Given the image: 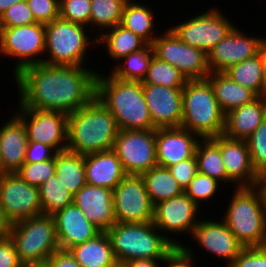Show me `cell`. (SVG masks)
Instances as JSON below:
<instances>
[{
	"instance_id": "7",
	"label": "cell",
	"mask_w": 266,
	"mask_h": 267,
	"mask_svg": "<svg viewBox=\"0 0 266 267\" xmlns=\"http://www.w3.org/2000/svg\"><path fill=\"white\" fill-rule=\"evenodd\" d=\"M7 234L13 240L22 264L43 263L60 250L51 215L42 214L13 223Z\"/></svg>"
},
{
	"instance_id": "53",
	"label": "cell",
	"mask_w": 266,
	"mask_h": 267,
	"mask_svg": "<svg viewBox=\"0 0 266 267\" xmlns=\"http://www.w3.org/2000/svg\"><path fill=\"white\" fill-rule=\"evenodd\" d=\"M259 54L263 64V81L266 88V38H262L259 48Z\"/></svg>"
},
{
	"instance_id": "3",
	"label": "cell",
	"mask_w": 266,
	"mask_h": 267,
	"mask_svg": "<svg viewBox=\"0 0 266 267\" xmlns=\"http://www.w3.org/2000/svg\"><path fill=\"white\" fill-rule=\"evenodd\" d=\"M97 73L96 96L125 130L156 129L145 101L142 82Z\"/></svg>"
},
{
	"instance_id": "52",
	"label": "cell",
	"mask_w": 266,
	"mask_h": 267,
	"mask_svg": "<svg viewBox=\"0 0 266 267\" xmlns=\"http://www.w3.org/2000/svg\"><path fill=\"white\" fill-rule=\"evenodd\" d=\"M261 193L266 216V172L259 174L256 186Z\"/></svg>"
},
{
	"instance_id": "48",
	"label": "cell",
	"mask_w": 266,
	"mask_h": 267,
	"mask_svg": "<svg viewBox=\"0 0 266 267\" xmlns=\"http://www.w3.org/2000/svg\"><path fill=\"white\" fill-rule=\"evenodd\" d=\"M13 240L6 234L0 240V267H21Z\"/></svg>"
},
{
	"instance_id": "16",
	"label": "cell",
	"mask_w": 266,
	"mask_h": 267,
	"mask_svg": "<svg viewBox=\"0 0 266 267\" xmlns=\"http://www.w3.org/2000/svg\"><path fill=\"white\" fill-rule=\"evenodd\" d=\"M261 37H249L234 26L207 54L210 73L224 72L259 53Z\"/></svg>"
},
{
	"instance_id": "57",
	"label": "cell",
	"mask_w": 266,
	"mask_h": 267,
	"mask_svg": "<svg viewBox=\"0 0 266 267\" xmlns=\"http://www.w3.org/2000/svg\"><path fill=\"white\" fill-rule=\"evenodd\" d=\"M7 234V230L0 224V240Z\"/></svg>"
},
{
	"instance_id": "33",
	"label": "cell",
	"mask_w": 266,
	"mask_h": 267,
	"mask_svg": "<svg viewBox=\"0 0 266 267\" xmlns=\"http://www.w3.org/2000/svg\"><path fill=\"white\" fill-rule=\"evenodd\" d=\"M154 13L146 5H141L134 0H128L125 4L120 25L132 31L147 44H152L156 35H153Z\"/></svg>"
},
{
	"instance_id": "37",
	"label": "cell",
	"mask_w": 266,
	"mask_h": 267,
	"mask_svg": "<svg viewBox=\"0 0 266 267\" xmlns=\"http://www.w3.org/2000/svg\"><path fill=\"white\" fill-rule=\"evenodd\" d=\"M128 0H91L90 25L92 30L113 28L121 23L123 10ZM94 28V29H93Z\"/></svg>"
},
{
	"instance_id": "45",
	"label": "cell",
	"mask_w": 266,
	"mask_h": 267,
	"mask_svg": "<svg viewBox=\"0 0 266 267\" xmlns=\"http://www.w3.org/2000/svg\"><path fill=\"white\" fill-rule=\"evenodd\" d=\"M228 267H266V246L244 247Z\"/></svg>"
},
{
	"instance_id": "29",
	"label": "cell",
	"mask_w": 266,
	"mask_h": 267,
	"mask_svg": "<svg viewBox=\"0 0 266 267\" xmlns=\"http://www.w3.org/2000/svg\"><path fill=\"white\" fill-rule=\"evenodd\" d=\"M55 174L58 179L75 195L86 185L85 155L69 150L55 154Z\"/></svg>"
},
{
	"instance_id": "38",
	"label": "cell",
	"mask_w": 266,
	"mask_h": 267,
	"mask_svg": "<svg viewBox=\"0 0 266 267\" xmlns=\"http://www.w3.org/2000/svg\"><path fill=\"white\" fill-rule=\"evenodd\" d=\"M185 76L168 62L153 57L142 84L162 85L170 88H183Z\"/></svg>"
},
{
	"instance_id": "40",
	"label": "cell",
	"mask_w": 266,
	"mask_h": 267,
	"mask_svg": "<svg viewBox=\"0 0 266 267\" xmlns=\"http://www.w3.org/2000/svg\"><path fill=\"white\" fill-rule=\"evenodd\" d=\"M219 182L217 179L209 177L208 175L197 173L190 181V184L185 188L184 192L193 200L199 207L202 201L213 198L219 189Z\"/></svg>"
},
{
	"instance_id": "55",
	"label": "cell",
	"mask_w": 266,
	"mask_h": 267,
	"mask_svg": "<svg viewBox=\"0 0 266 267\" xmlns=\"http://www.w3.org/2000/svg\"><path fill=\"white\" fill-rule=\"evenodd\" d=\"M0 224L6 229L8 230L10 227V223L7 221V218L5 217L4 211H3V207H2V203L0 202Z\"/></svg>"
},
{
	"instance_id": "19",
	"label": "cell",
	"mask_w": 266,
	"mask_h": 267,
	"mask_svg": "<svg viewBox=\"0 0 266 267\" xmlns=\"http://www.w3.org/2000/svg\"><path fill=\"white\" fill-rule=\"evenodd\" d=\"M201 138L182 127L156 128V161L168 168L195 155Z\"/></svg>"
},
{
	"instance_id": "36",
	"label": "cell",
	"mask_w": 266,
	"mask_h": 267,
	"mask_svg": "<svg viewBox=\"0 0 266 267\" xmlns=\"http://www.w3.org/2000/svg\"><path fill=\"white\" fill-rule=\"evenodd\" d=\"M154 57V51L152 44H147L144 48L139 51L133 52L128 56L120 59L125 60L118 64L110 72L112 76L122 79V80H132V81H143L147 70L149 68L150 62Z\"/></svg>"
},
{
	"instance_id": "23",
	"label": "cell",
	"mask_w": 266,
	"mask_h": 267,
	"mask_svg": "<svg viewBox=\"0 0 266 267\" xmlns=\"http://www.w3.org/2000/svg\"><path fill=\"white\" fill-rule=\"evenodd\" d=\"M52 216L55 221L60 250L69 251L74 246L86 242L101 232L74 203Z\"/></svg>"
},
{
	"instance_id": "30",
	"label": "cell",
	"mask_w": 266,
	"mask_h": 267,
	"mask_svg": "<svg viewBox=\"0 0 266 267\" xmlns=\"http://www.w3.org/2000/svg\"><path fill=\"white\" fill-rule=\"evenodd\" d=\"M97 43H105L108 57L118 61L147 45L142 38L120 24L109 28L105 33L97 34Z\"/></svg>"
},
{
	"instance_id": "17",
	"label": "cell",
	"mask_w": 266,
	"mask_h": 267,
	"mask_svg": "<svg viewBox=\"0 0 266 267\" xmlns=\"http://www.w3.org/2000/svg\"><path fill=\"white\" fill-rule=\"evenodd\" d=\"M199 207L185 193L154 205L153 224L162 232L190 233L199 223L196 219ZM198 210V211H197Z\"/></svg>"
},
{
	"instance_id": "11",
	"label": "cell",
	"mask_w": 266,
	"mask_h": 267,
	"mask_svg": "<svg viewBox=\"0 0 266 267\" xmlns=\"http://www.w3.org/2000/svg\"><path fill=\"white\" fill-rule=\"evenodd\" d=\"M127 175H141L157 166L156 129H121L112 149Z\"/></svg>"
},
{
	"instance_id": "46",
	"label": "cell",
	"mask_w": 266,
	"mask_h": 267,
	"mask_svg": "<svg viewBox=\"0 0 266 267\" xmlns=\"http://www.w3.org/2000/svg\"><path fill=\"white\" fill-rule=\"evenodd\" d=\"M168 169L183 190H185L190 184L191 179L198 173L196 157L194 155L187 160L169 166Z\"/></svg>"
},
{
	"instance_id": "27",
	"label": "cell",
	"mask_w": 266,
	"mask_h": 267,
	"mask_svg": "<svg viewBox=\"0 0 266 267\" xmlns=\"http://www.w3.org/2000/svg\"><path fill=\"white\" fill-rule=\"evenodd\" d=\"M81 267H112L117 263L106 231L69 250Z\"/></svg>"
},
{
	"instance_id": "21",
	"label": "cell",
	"mask_w": 266,
	"mask_h": 267,
	"mask_svg": "<svg viewBox=\"0 0 266 267\" xmlns=\"http://www.w3.org/2000/svg\"><path fill=\"white\" fill-rule=\"evenodd\" d=\"M219 148L227 176L236 187H255L259 174L254 169L245 140L219 135Z\"/></svg>"
},
{
	"instance_id": "10",
	"label": "cell",
	"mask_w": 266,
	"mask_h": 267,
	"mask_svg": "<svg viewBox=\"0 0 266 267\" xmlns=\"http://www.w3.org/2000/svg\"><path fill=\"white\" fill-rule=\"evenodd\" d=\"M154 56L179 70L187 80L206 79L210 74L207 54L184 43L170 28L152 43Z\"/></svg>"
},
{
	"instance_id": "2",
	"label": "cell",
	"mask_w": 266,
	"mask_h": 267,
	"mask_svg": "<svg viewBox=\"0 0 266 267\" xmlns=\"http://www.w3.org/2000/svg\"><path fill=\"white\" fill-rule=\"evenodd\" d=\"M119 131L113 114L95 96L68 114L67 150L81 155L111 150Z\"/></svg>"
},
{
	"instance_id": "35",
	"label": "cell",
	"mask_w": 266,
	"mask_h": 267,
	"mask_svg": "<svg viewBox=\"0 0 266 267\" xmlns=\"http://www.w3.org/2000/svg\"><path fill=\"white\" fill-rule=\"evenodd\" d=\"M40 203L43 215H54L73 203V194L54 174L39 186Z\"/></svg>"
},
{
	"instance_id": "32",
	"label": "cell",
	"mask_w": 266,
	"mask_h": 267,
	"mask_svg": "<svg viewBox=\"0 0 266 267\" xmlns=\"http://www.w3.org/2000/svg\"><path fill=\"white\" fill-rule=\"evenodd\" d=\"M153 205L184 192L178 181L166 167L155 166L140 175Z\"/></svg>"
},
{
	"instance_id": "49",
	"label": "cell",
	"mask_w": 266,
	"mask_h": 267,
	"mask_svg": "<svg viewBox=\"0 0 266 267\" xmlns=\"http://www.w3.org/2000/svg\"><path fill=\"white\" fill-rule=\"evenodd\" d=\"M56 153L57 152L48 145L40 142H28L24 162H43L53 159Z\"/></svg>"
},
{
	"instance_id": "31",
	"label": "cell",
	"mask_w": 266,
	"mask_h": 267,
	"mask_svg": "<svg viewBox=\"0 0 266 267\" xmlns=\"http://www.w3.org/2000/svg\"><path fill=\"white\" fill-rule=\"evenodd\" d=\"M195 157L198 172L217 179L222 183H234L226 173L219 148V135L213 138H201L199 140Z\"/></svg>"
},
{
	"instance_id": "22",
	"label": "cell",
	"mask_w": 266,
	"mask_h": 267,
	"mask_svg": "<svg viewBox=\"0 0 266 267\" xmlns=\"http://www.w3.org/2000/svg\"><path fill=\"white\" fill-rule=\"evenodd\" d=\"M73 203L101 231L116 223L113 192L108 188L86 184L73 196Z\"/></svg>"
},
{
	"instance_id": "5",
	"label": "cell",
	"mask_w": 266,
	"mask_h": 267,
	"mask_svg": "<svg viewBox=\"0 0 266 267\" xmlns=\"http://www.w3.org/2000/svg\"><path fill=\"white\" fill-rule=\"evenodd\" d=\"M181 127L200 138L223 135L225 114L207 78L187 80L183 87Z\"/></svg>"
},
{
	"instance_id": "44",
	"label": "cell",
	"mask_w": 266,
	"mask_h": 267,
	"mask_svg": "<svg viewBox=\"0 0 266 267\" xmlns=\"http://www.w3.org/2000/svg\"><path fill=\"white\" fill-rule=\"evenodd\" d=\"M36 22L47 24L59 18L60 0H26Z\"/></svg>"
},
{
	"instance_id": "1",
	"label": "cell",
	"mask_w": 266,
	"mask_h": 267,
	"mask_svg": "<svg viewBox=\"0 0 266 267\" xmlns=\"http://www.w3.org/2000/svg\"><path fill=\"white\" fill-rule=\"evenodd\" d=\"M97 73L85 66L29 65L14 75L19 107L73 113L96 96Z\"/></svg>"
},
{
	"instance_id": "13",
	"label": "cell",
	"mask_w": 266,
	"mask_h": 267,
	"mask_svg": "<svg viewBox=\"0 0 266 267\" xmlns=\"http://www.w3.org/2000/svg\"><path fill=\"white\" fill-rule=\"evenodd\" d=\"M0 202L10 224L42 215L39 187L29 185L18 173H0Z\"/></svg>"
},
{
	"instance_id": "9",
	"label": "cell",
	"mask_w": 266,
	"mask_h": 267,
	"mask_svg": "<svg viewBox=\"0 0 266 267\" xmlns=\"http://www.w3.org/2000/svg\"><path fill=\"white\" fill-rule=\"evenodd\" d=\"M45 53V24L33 23L17 27H0V55L16 58L14 75L23 68L43 63ZM37 58V59H36Z\"/></svg>"
},
{
	"instance_id": "25",
	"label": "cell",
	"mask_w": 266,
	"mask_h": 267,
	"mask_svg": "<svg viewBox=\"0 0 266 267\" xmlns=\"http://www.w3.org/2000/svg\"><path fill=\"white\" fill-rule=\"evenodd\" d=\"M86 183L113 190L127 175L111 149L85 155Z\"/></svg>"
},
{
	"instance_id": "54",
	"label": "cell",
	"mask_w": 266,
	"mask_h": 267,
	"mask_svg": "<svg viewBox=\"0 0 266 267\" xmlns=\"http://www.w3.org/2000/svg\"><path fill=\"white\" fill-rule=\"evenodd\" d=\"M23 0H0V17L15 3L21 2Z\"/></svg>"
},
{
	"instance_id": "14",
	"label": "cell",
	"mask_w": 266,
	"mask_h": 267,
	"mask_svg": "<svg viewBox=\"0 0 266 267\" xmlns=\"http://www.w3.org/2000/svg\"><path fill=\"white\" fill-rule=\"evenodd\" d=\"M17 111L15 114L25 125L28 142H40L56 152L67 150L68 114L26 107Z\"/></svg>"
},
{
	"instance_id": "8",
	"label": "cell",
	"mask_w": 266,
	"mask_h": 267,
	"mask_svg": "<svg viewBox=\"0 0 266 267\" xmlns=\"http://www.w3.org/2000/svg\"><path fill=\"white\" fill-rule=\"evenodd\" d=\"M84 25L61 19L45 24V53L43 58L48 65L82 66L85 65V53L97 36L90 40ZM92 42V43H91ZM89 46V47H88Z\"/></svg>"
},
{
	"instance_id": "34",
	"label": "cell",
	"mask_w": 266,
	"mask_h": 267,
	"mask_svg": "<svg viewBox=\"0 0 266 267\" xmlns=\"http://www.w3.org/2000/svg\"><path fill=\"white\" fill-rule=\"evenodd\" d=\"M224 73L236 83L253 91L257 96L266 95L263 81V64L259 53L230 66Z\"/></svg>"
},
{
	"instance_id": "20",
	"label": "cell",
	"mask_w": 266,
	"mask_h": 267,
	"mask_svg": "<svg viewBox=\"0 0 266 267\" xmlns=\"http://www.w3.org/2000/svg\"><path fill=\"white\" fill-rule=\"evenodd\" d=\"M191 236L203 247L202 249L226 260V267L234 261L244 248L223 220L222 222L199 220Z\"/></svg>"
},
{
	"instance_id": "26",
	"label": "cell",
	"mask_w": 266,
	"mask_h": 267,
	"mask_svg": "<svg viewBox=\"0 0 266 267\" xmlns=\"http://www.w3.org/2000/svg\"><path fill=\"white\" fill-rule=\"evenodd\" d=\"M266 116V95L258 96L225 115L223 135L230 139L246 140Z\"/></svg>"
},
{
	"instance_id": "4",
	"label": "cell",
	"mask_w": 266,
	"mask_h": 267,
	"mask_svg": "<svg viewBox=\"0 0 266 267\" xmlns=\"http://www.w3.org/2000/svg\"><path fill=\"white\" fill-rule=\"evenodd\" d=\"M106 232L118 263L136 259H164L174 246H183L181 241L161 234L153 222H116Z\"/></svg>"
},
{
	"instance_id": "28",
	"label": "cell",
	"mask_w": 266,
	"mask_h": 267,
	"mask_svg": "<svg viewBox=\"0 0 266 267\" xmlns=\"http://www.w3.org/2000/svg\"><path fill=\"white\" fill-rule=\"evenodd\" d=\"M210 81L220 109L226 115L231 110L251 103L258 96L248 88L233 81L224 72H213L207 76Z\"/></svg>"
},
{
	"instance_id": "41",
	"label": "cell",
	"mask_w": 266,
	"mask_h": 267,
	"mask_svg": "<svg viewBox=\"0 0 266 267\" xmlns=\"http://www.w3.org/2000/svg\"><path fill=\"white\" fill-rule=\"evenodd\" d=\"M16 173L29 185L39 187L55 174V156L43 162H24Z\"/></svg>"
},
{
	"instance_id": "15",
	"label": "cell",
	"mask_w": 266,
	"mask_h": 267,
	"mask_svg": "<svg viewBox=\"0 0 266 267\" xmlns=\"http://www.w3.org/2000/svg\"><path fill=\"white\" fill-rule=\"evenodd\" d=\"M222 15L219 8L209 9L170 28L184 43L197 47L206 54L221 41L235 24Z\"/></svg>"
},
{
	"instance_id": "51",
	"label": "cell",
	"mask_w": 266,
	"mask_h": 267,
	"mask_svg": "<svg viewBox=\"0 0 266 267\" xmlns=\"http://www.w3.org/2000/svg\"><path fill=\"white\" fill-rule=\"evenodd\" d=\"M160 262H164V259H136V260H129L124 263V267H160Z\"/></svg>"
},
{
	"instance_id": "43",
	"label": "cell",
	"mask_w": 266,
	"mask_h": 267,
	"mask_svg": "<svg viewBox=\"0 0 266 267\" xmlns=\"http://www.w3.org/2000/svg\"><path fill=\"white\" fill-rule=\"evenodd\" d=\"M36 23L26 0L15 3L0 17V27H17Z\"/></svg>"
},
{
	"instance_id": "12",
	"label": "cell",
	"mask_w": 266,
	"mask_h": 267,
	"mask_svg": "<svg viewBox=\"0 0 266 267\" xmlns=\"http://www.w3.org/2000/svg\"><path fill=\"white\" fill-rule=\"evenodd\" d=\"M112 192L116 222H153L154 205L140 175H126Z\"/></svg>"
},
{
	"instance_id": "42",
	"label": "cell",
	"mask_w": 266,
	"mask_h": 267,
	"mask_svg": "<svg viewBox=\"0 0 266 267\" xmlns=\"http://www.w3.org/2000/svg\"><path fill=\"white\" fill-rule=\"evenodd\" d=\"M91 0H60L59 17L61 19L89 26Z\"/></svg>"
},
{
	"instance_id": "47",
	"label": "cell",
	"mask_w": 266,
	"mask_h": 267,
	"mask_svg": "<svg viewBox=\"0 0 266 267\" xmlns=\"http://www.w3.org/2000/svg\"><path fill=\"white\" fill-rule=\"evenodd\" d=\"M191 250L185 245L174 246L164 258V263H167V267H194V254Z\"/></svg>"
},
{
	"instance_id": "6",
	"label": "cell",
	"mask_w": 266,
	"mask_h": 267,
	"mask_svg": "<svg viewBox=\"0 0 266 267\" xmlns=\"http://www.w3.org/2000/svg\"><path fill=\"white\" fill-rule=\"evenodd\" d=\"M224 215V223L244 247L266 246V216L256 187H237Z\"/></svg>"
},
{
	"instance_id": "18",
	"label": "cell",
	"mask_w": 266,
	"mask_h": 267,
	"mask_svg": "<svg viewBox=\"0 0 266 267\" xmlns=\"http://www.w3.org/2000/svg\"><path fill=\"white\" fill-rule=\"evenodd\" d=\"M145 101L156 128L181 127L183 88L142 84Z\"/></svg>"
},
{
	"instance_id": "24",
	"label": "cell",
	"mask_w": 266,
	"mask_h": 267,
	"mask_svg": "<svg viewBox=\"0 0 266 267\" xmlns=\"http://www.w3.org/2000/svg\"><path fill=\"white\" fill-rule=\"evenodd\" d=\"M27 143L25 125L15 114L0 128V173H14L21 168Z\"/></svg>"
},
{
	"instance_id": "58",
	"label": "cell",
	"mask_w": 266,
	"mask_h": 267,
	"mask_svg": "<svg viewBox=\"0 0 266 267\" xmlns=\"http://www.w3.org/2000/svg\"><path fill=\"white\" fill-rule=\"evenodd\" d=\"M112 267H124V265L122 264V263H116L114 266H112Z\"/></svg>"
},
{
	"instance_id": "39",
	"label": "cell",
	"mask_w": 266,
	"mask_h": 267,
	"mask_svg": "<svg viewBox=\"0 0 266 267\" xmlns=\"http://www.w3.org/2000/svg\"><path fill=\"white\" fill-rule=\"evenodd\" d=\"M245 141L254 169L258 174L266 172V116Z\"/></svg>"
},
{
	"instance_id": "50",
	"label": "cell",
	"mask_w": 266,
	"mask_h": 267,
	"mask_svg": "<svg viewBox=\"0 0 266 267\" xmlns=\"http://www.w3.org/2000/svg\"><path fill=\"white\" fill-rule=\"evenodd\" d=\"M45 267H81L70 251L58 250L46 261Z\"/></svg>"
},
{
	"instance_id": "56",
	"label": "cell",
	"mask_w": 266,
	"mask_h": 267,
	"mask_svg": "<svg viewBox=\"0 0 266 267\" xmlns=\"http://www.w3.org/2000/svg\"><path fill=\"white\" fill-rule=\"evenodd\" d=\"M21 267H45V262H43V263H32V264H22Z\"/></svg>"
}]
</instances>
